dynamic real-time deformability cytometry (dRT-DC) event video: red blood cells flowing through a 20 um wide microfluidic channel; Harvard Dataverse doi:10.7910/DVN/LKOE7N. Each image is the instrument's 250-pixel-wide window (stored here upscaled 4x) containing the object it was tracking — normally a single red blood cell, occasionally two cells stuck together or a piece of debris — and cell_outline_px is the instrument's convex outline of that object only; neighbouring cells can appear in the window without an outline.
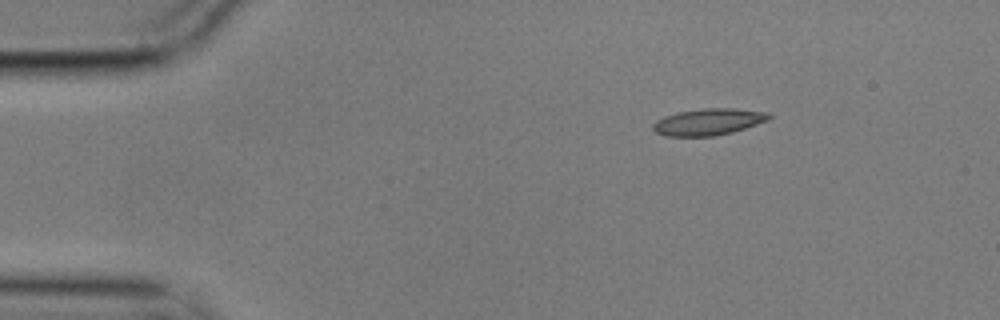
{"species": "common noctule bat (a hibernating species)", "species_latin": "Nyctalus noctula", "temperature_condition": "cold", "stored_images_in_passage": 3, "camera_frame_rate_fps": 3000, "um_per_image_px": 0.085, "animal": {"sex": "male", "body_mass_g": 17.9}, "frame": {"image": 1, "passage_image": 1, "time_ms": 0.0, "image_size_px": [1000, 320], "cell_outline_px": [[772, 116], [768, 120], [732, 132], [712, 136], [664, 136], [656, 132], [652, 128], [652, 124], [656, 120], [664, 116], [680, 112], [704, 108], [732, 108], [768, 112]], "centroid_in_image_um": [60.19, 10.36], "position_along_channel_um": 24.8, "area_um2": 17.86}}
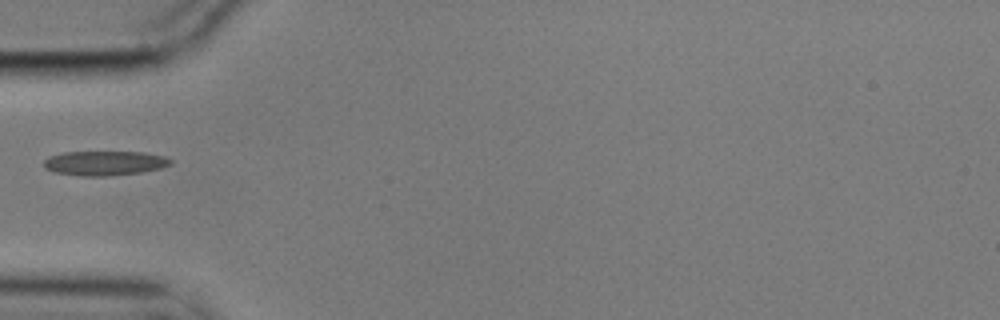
{"frame": {"image": 2, "passage_image": 3, "time_ms": 0.667, "image_size_px": [1000, 320], "cell_outline_px": [[172, 164], [160, 168], [140, 172], [108, 176], [80, 176], [56, 172], [44, 168], [44, 160], [48, 156], [64, 152], [144, 152], [164, 156], [172, 160]], "centroid_in_image_um": [8.88, 13.86], "position_along_channel_um": 76.1, "area_um2": 18.09}}